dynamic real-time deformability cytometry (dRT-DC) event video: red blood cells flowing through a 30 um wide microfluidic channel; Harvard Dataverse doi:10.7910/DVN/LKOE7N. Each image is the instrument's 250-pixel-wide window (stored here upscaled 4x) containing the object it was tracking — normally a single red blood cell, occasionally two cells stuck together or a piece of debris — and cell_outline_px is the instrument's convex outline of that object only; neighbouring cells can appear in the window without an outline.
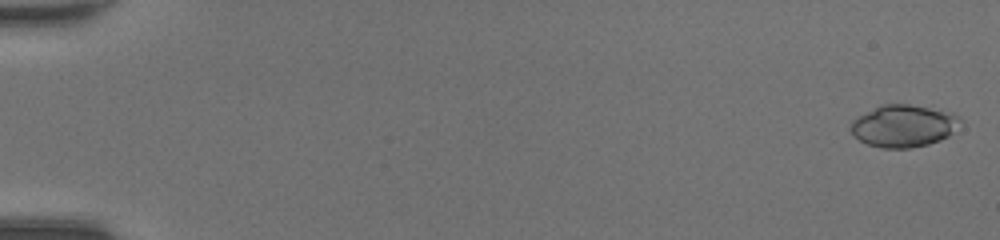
{"species": "common noctule bat (a hibernating species)", "species_latin": "Nyctalus noctula", "temperature_condition": "room temperature", "stored_images_in_passage": 48, "camera_frame_rate_fps": 3000, "um_per_image_px": 0.085, "animal": {"sex": "female", "body_mass_g": 20.0, "forearm_length_mm": 54.0}, "frame": {"image": 1, "passage_image": 1, "time_ms": 0.0, "image_size_px": [1000, 240], "cell_outline_px": [[964, 120], [948, 136], [940, 140], [928, 144], [908, 148], [880, 148], [868, 144], [860, 140], [848, 128], [852, 120], [880, 104], [908, 104], [952, 112], [960, 116]], "centroid_in_image_um": [76.82, 10.69], "position_along_channel_um": 8.2, "area_um2": 26.99}}
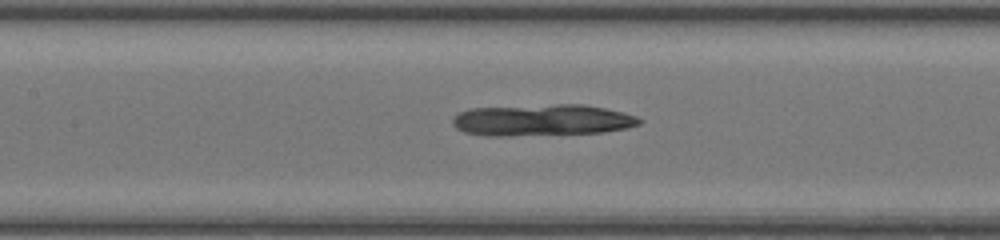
{"frame": {"image": 2, "passage_image": 24, "time_ms": 7.667, "image_size_px": [1000, 240], "cell_outline_px": [[644, 120], [640, 124], [628, 128], [604, 132], [508, 136], [488, 136], [464, 132], [456, 128], [452, 124], [452, 120], [460, 112], [472, 108], [556, 104], [584, 104], [624, 112], [636, 116]], "centroid_in_image_um": [46.12, 10.21], "position_along_channel_um": 161.3, "area_um2": 34.45}}
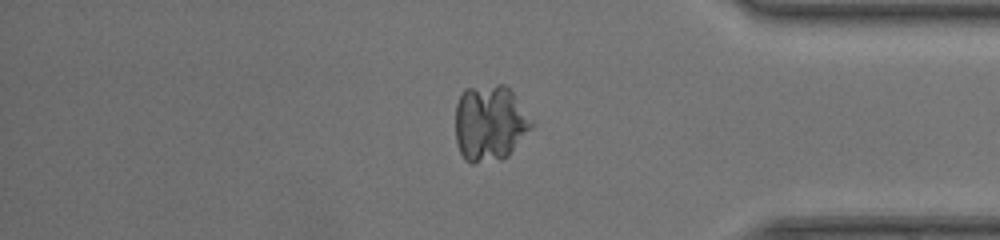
{"frame": {"image": 3, "passage_image": 41, "time_ms": 13.333, "image_size_px": [1000, 240], "cell_outline_px": [[532, 128], [508, 156], [504, 160], [472, 164], [464, 160], [460, 152], [456, 140], [456, 104], [464, 88], [496, 84], [504, 84], [512, 92], [532, 124]], "centroid_in_image_um": [41.6, 10.5], "position_along_channel_um": 393.6, "area_um2": 33.76}}